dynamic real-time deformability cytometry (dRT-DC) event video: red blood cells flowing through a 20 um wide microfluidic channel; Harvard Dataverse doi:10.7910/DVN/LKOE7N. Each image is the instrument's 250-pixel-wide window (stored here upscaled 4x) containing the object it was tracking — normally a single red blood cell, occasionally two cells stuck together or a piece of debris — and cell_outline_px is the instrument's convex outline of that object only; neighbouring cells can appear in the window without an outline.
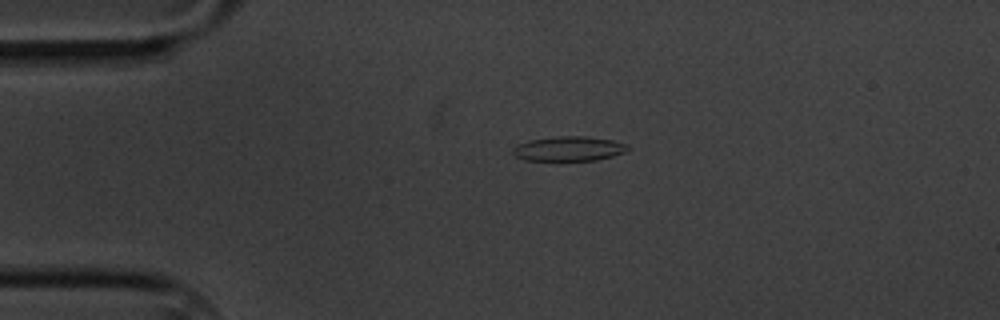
{"species": "common noctule bat (a hibernating species)", "species_latin": "Nyctalus noctula", "temperature_condition": "cold", "stored_images_in_passage": 8, "camera_frame_rate_fps": 3000, "um_per_image_px": 0.085, "animal": {"sex": "male", "body_mass_g": 20.1, "forearm_length_mm": 53.5}, "frame": {"image": 1, "passage_image": 3, "time_ms": 2.333, "image_size_px": [1000, 320], "cell_outline_px": [[628, 148], [624, 152], [612, 156], [596, 160], [524, 160], [516, 156], [512, 152], [512, 148], [516, 144], [528, 140], [556, 136], [588, 136], [612, 140], [628, 144]], "centroid_in_image_um": [48.31, 12.63], "position_along_channel_um": 36.7, "area_um2": 16.53}}
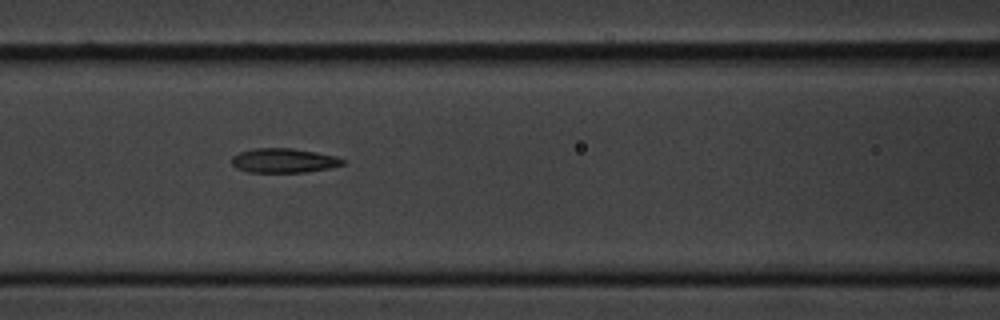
{"frame": {"image": 2, "passage_image": 6, "time_ms": 6.333, "image_size_px": [1000, 320], "cell_outline_px": [[344, 164], [328, 168], [304, 172], [248, 172], [236, 168], [232, 164], [232, 156], [240, 152], [252, 148], [292, 148], [316, 152], [336, 156], [344, 160]], "centroid_in_image_um": [24.09, 13.64], "position_along_channel_um": 142.5, "area_um2": 15.72}}
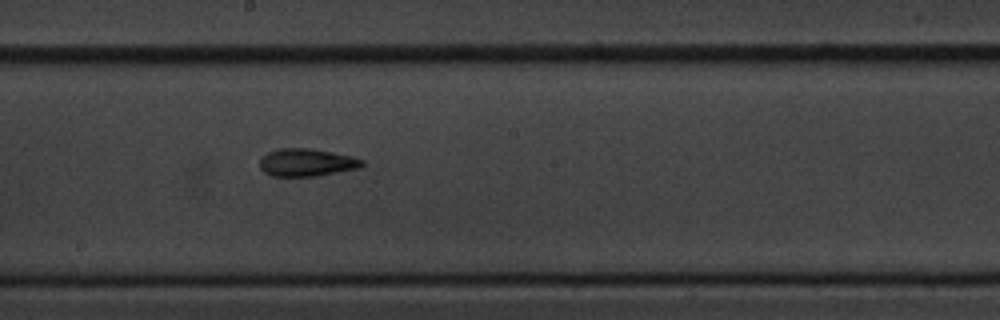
{"frame": {"image": 3, "passage_image": 8, "time_ms": 8.667, "image_size_px": [1000, 320], "cell_outline_px": [[364, 164], [360, 168], [316, 176], [272, 176], [264, 172], [260, 168], [260, 160], [268, 152], [280, 148], [312, 148], [352, 156], [364, 160]], "centroid_in_image_um": [26.09, 13.81], "position_along_channel_um": 222.1, "area_um2": 16.53}}